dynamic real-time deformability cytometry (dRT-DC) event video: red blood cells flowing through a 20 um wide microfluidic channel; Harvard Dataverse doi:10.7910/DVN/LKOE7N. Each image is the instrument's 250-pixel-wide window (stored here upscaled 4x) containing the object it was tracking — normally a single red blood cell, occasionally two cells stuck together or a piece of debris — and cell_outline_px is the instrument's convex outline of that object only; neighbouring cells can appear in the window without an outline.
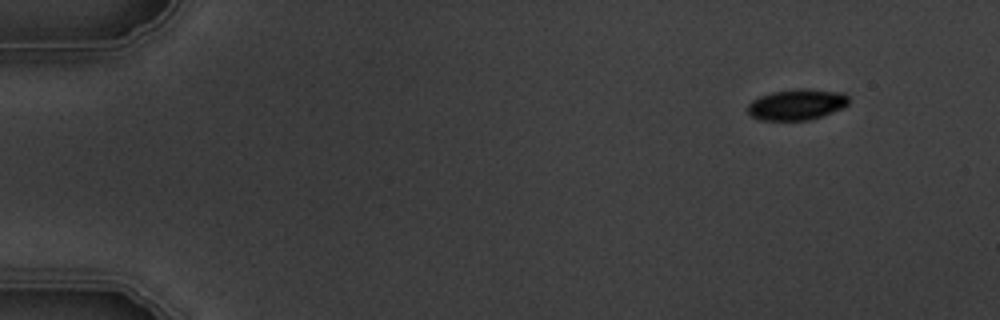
{"species": "common noctule bat (a hibernating species)", "species_latin": "Nyctalus noctula", "temperature_condition": "warm", "stored_images_in_passage": 6, "camera_frame_rate_fps": 3000, "um_per_image_px": 0.085, "animal": {"sex": "male", "body_mass_g": 19.5, "forearm_length_mm": 54.6}, "frame": {"image": 1, "passage_image": 1, "time_ms": 0.0, "image_size_px": [1000, 320], "cell_outline_px": [[848, 104], [844, 108], [808, 120], [760, 120], [752, 116], [748, 112], [748, 104], [752, 100], [760, 96], [772, 92], [796, 88], [804, 88], [844, 92], [848, 96]], "centroid_in_image_um": [67.74, 8.87], "position_along_channel_um": 17.3, "area_um2": 18.26}}
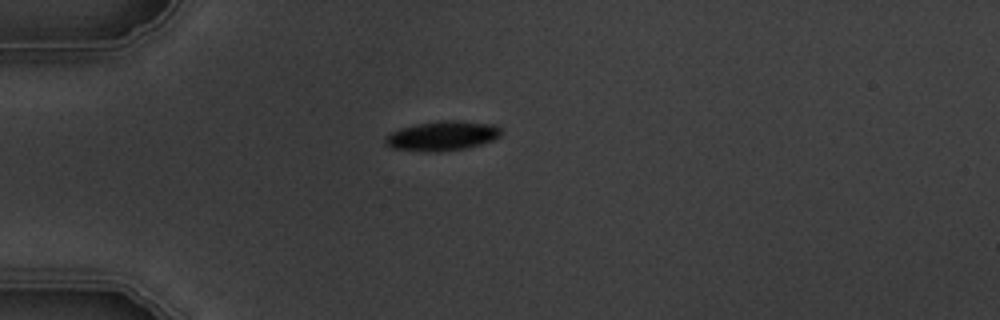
{"frame": {"image": 2, "passage_image": 4, "time_ms": 3.333, "image_size_px": [1000, 320], "cell_outline_px": [[500, 136], [492, 140], [468, 148], [440, 152], [424, 152], [392, 148], [384, 144], [384, 140], [392, 132], [400, 128], [440, 120], [456, 120], [492, 124], [500, 128]], "centroid_in_image_um": [37.58, 11.56], "position_along_channel_um": 47.4, "area_um2": 19.88}}
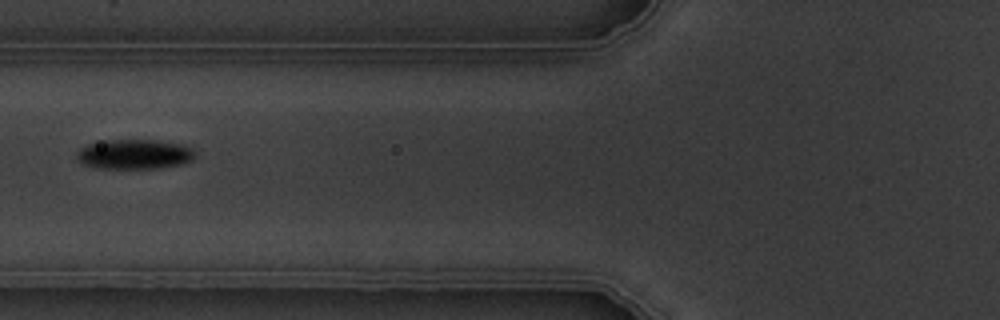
{"frame": {"image": 3, "passage_image": 6, "time_ms": 5.667, "image_size_px": [1000, 320], "cell_outline_px": [[196, 156], [192, 160], [180, 164], [156, 168], [96, 168], [84, 164], [76, 156], [76, 152], [80, 148], [88, 144], [104, 140], [160, 140], [188, 144], [196, 152]], "centroid_in_image_um": [11.48, 13.09], "position_along_channel_um": 114.3, "area_um2": 20.75}}